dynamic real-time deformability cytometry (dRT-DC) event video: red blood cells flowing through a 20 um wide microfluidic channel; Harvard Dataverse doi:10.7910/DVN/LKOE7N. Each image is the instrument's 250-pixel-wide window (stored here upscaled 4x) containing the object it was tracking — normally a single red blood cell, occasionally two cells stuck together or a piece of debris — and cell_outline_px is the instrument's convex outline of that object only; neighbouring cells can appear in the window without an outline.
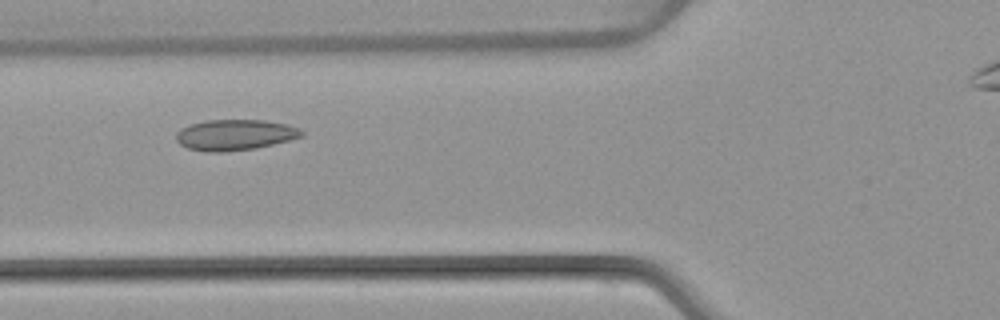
{"species": "common noctule bat (a hibernating species)", "species_latin": "Nyctalus noctula", "temperature_condition": "warm", "stored_images_in_passage": 40, "camera_frame_rate_fps": 3000, "um_per_image_px": 0.085, "animal": {"sex": "female", "body_mass_g": 22.7, "forearm_length_mm": 54.2}, "frame": {"image": 1, "passage_image": 13, "time_ms": 4.0, "image_size_px": [1000, 320], "cell_outline_px": [[304, 136], [256, 148], [224, 152], [204, 152], [188, 148], [180, 144], [176, 140], [176, 132], [180, 128], [192, 124], [208, 120], [264, 120], [288, 124], [300, 128], [304, 132]], "centroid_in_image_um": [19.97, 11.46], "position_along_channel_um": 105.8, "area_um2": 22.6}}
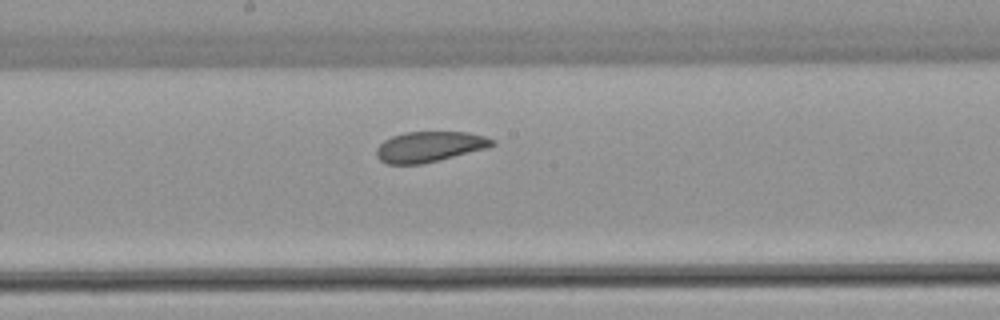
{"frame": {"image": 2, "passage_image": 21, "time_ms": 6.667, "image_size_px": [1000, 320], "cell_outline_px": [[496, 144], [484, 148], [420, 164], [388, 164], [380, 160], [376, 156], [376, 148], [384, 140], [392, 136], [404, 132], [468, 132], [484, 136], [496, 140]], "centroid_in_image_um": [36.46, 12.45], "position_along_channel_um": 211.7, "area_um2": 20.23}}
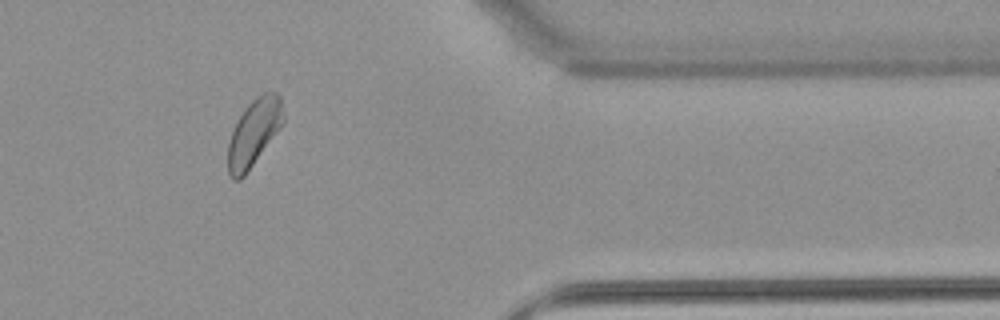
{"frame": {"image": 3, "passage_image": 36, "time_ms": 11.667, "image_size_px": [1000, 320], "cell_outline_px": [[284, 124], [244, 176], [240, 180], [232, 180], [228, 172], [228, 144], [232, 132], [244, 108], [256, 96], [264, 92], [276, 92], [280, 96], [284, 116]], "centroid_in_image_um": [21.6, 11.27], "position_along_channel_um": 389.8, "area_um2": 21.56}}